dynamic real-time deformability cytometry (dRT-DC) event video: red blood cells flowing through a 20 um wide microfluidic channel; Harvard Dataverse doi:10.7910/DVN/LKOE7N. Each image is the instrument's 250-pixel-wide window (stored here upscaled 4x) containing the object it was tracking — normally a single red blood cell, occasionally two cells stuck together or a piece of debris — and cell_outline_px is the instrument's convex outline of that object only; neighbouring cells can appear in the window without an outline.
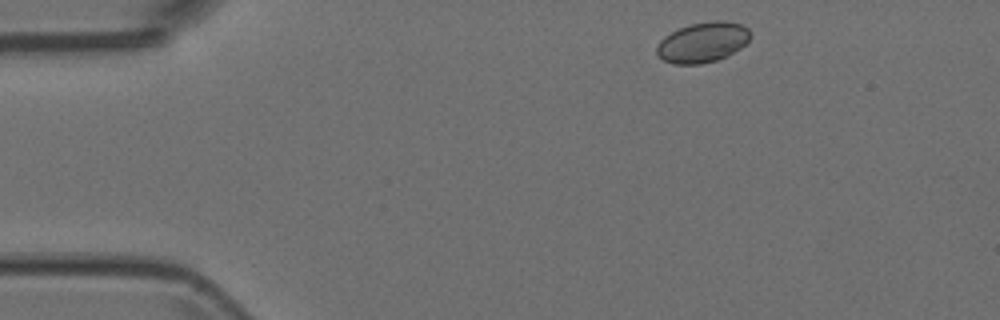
{"species": "Egyptian fruit bat (a non-hibernating species)", "species_latin": "Rousettus aegyptiacus", "temperature_condition": "room temperature", "stored_images_in_passage": 6, "camera_frame_rate_fps": 3000, "um_per_image_px": 0.085, "animal": {"sex": "female"}, "frame": {"image": 1, "passage_image": 1, "time_ms": 0.0, "image_size_px": [1000, 320], "cell_outline_px": [[752, 36], [740, 48], [716, 60], [700, 64], [676, 64], [664, 60], [656, 56], [656, 48], [660, 40], [664, 36], [688, 24], [716, 20], [724, 20], [740, 24], [748, 28]], "centroid_in_image_um": [59.71, 3.58], "position_along_channel_um": 25.3, "area_um2": 21.85}}
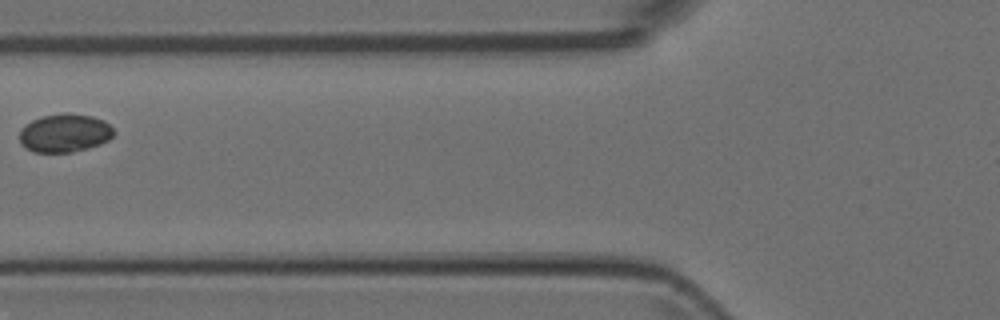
{"frame": {"image": 2, "passage_image": 4, "time_ms": 1.0, "image_size_px": [1000, 320], "cell_outline_px": [[112, 136], [108, 140], [100, 144], [88, 148], [72, 152], [32, 152], [24, 148], [20, 144], [20, 128], [32, 120], [44, 116], [64, 112], [92, 116], [104, 120], [112, 128]], "centroid_in_image_um": [5.46, 11.31], "position_along_channel_um": 120.3, "area_um2": 21.1}}
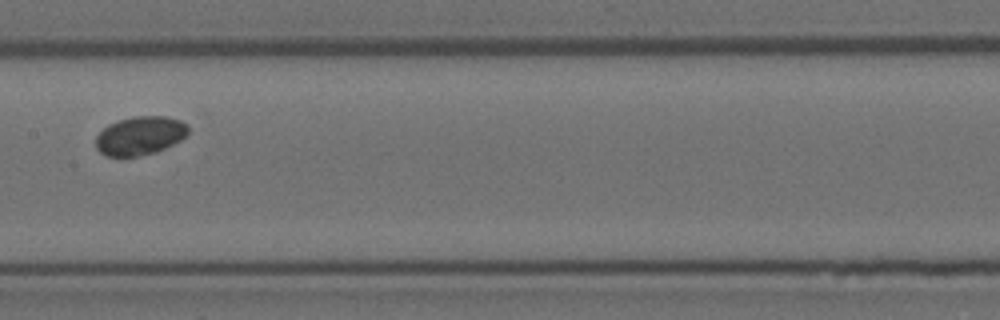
{"frame": {"image": 3, "passage_image": 6, "time_ms": 1.667, "image_size_px": [1000, 320], "cell_outline_px": [[188, 132], [180, 140], [156, 152], [140, 156], [104, 156], [96, 148], [96, 136], [108, 124], [132, 116], [164, 116], [180, 120], [188, 124]], "centroid_in_image_um": [11.89, 11.53], "position_along_channel_um": 195.5, "area_um2": 20.75}}